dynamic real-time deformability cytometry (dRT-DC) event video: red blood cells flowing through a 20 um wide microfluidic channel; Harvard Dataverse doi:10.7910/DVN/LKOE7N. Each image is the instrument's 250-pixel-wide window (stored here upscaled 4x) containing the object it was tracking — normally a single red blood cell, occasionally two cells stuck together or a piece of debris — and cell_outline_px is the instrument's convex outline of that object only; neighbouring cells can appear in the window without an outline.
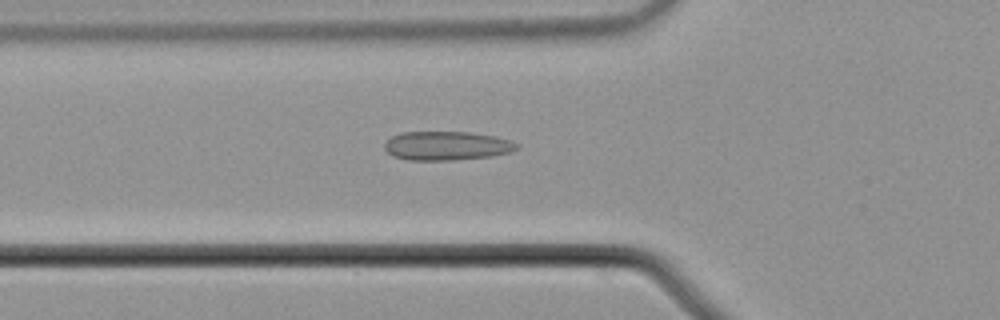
{"species": "common noctule bat (a hibernating species)", "species_latin": "Nyctalus noctula", "temperature_condition": "cold", "stored_images_in_passage": 40, "camera_frame_rate_fps": 3000, "um_per_image_px": 0.085, "animal": {"sex": "male", "body_mass_g": 21.5, "forearm_length_mm": 52.0}, "frame": {"image": 1, "passage_image": 5, "time_ms": 1.333, "image_size_px": [1000, 320], "cell_outline_px": [[520, 148], [508, 152], [492, 156], [452, 160], [408, 160], [392, 156], [384, 148], [384, 144], [392, 136], [400, 132], [468, 132], [496, 136], [520, 144]], "centroid_in_image_um": [37.97, 12.39], "position_along_channel_um": 87.8, "area_um2": 22.31}}
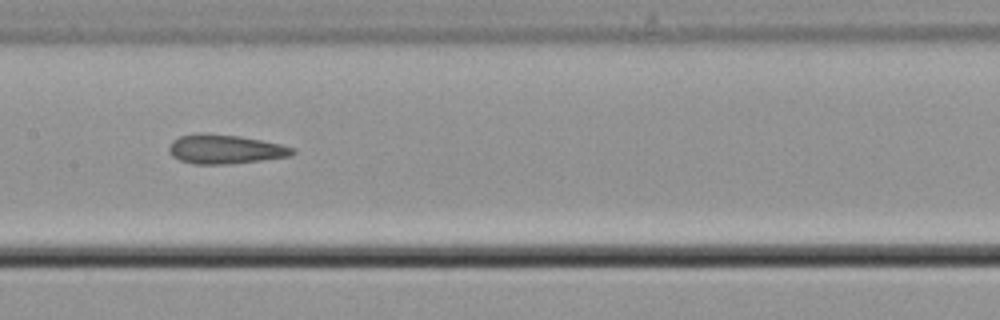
{"frame": {"image": 2, "passage_image": 13, "time_ms": 4.0, "image_size_px": [1000, 320], "cell_outline_px": [[296, 152], [292, 156], [228, 164], [192, 164], [180, 160], [172, 156], [168, 148], [172, 140], [180, 136], [204, 132], [240, 136], [280, 144], [292, 148]], "centroid_in_image_um": [19.1, 12.68], "position_along_channel_um": 188.3, "area_um2": 20.98}}
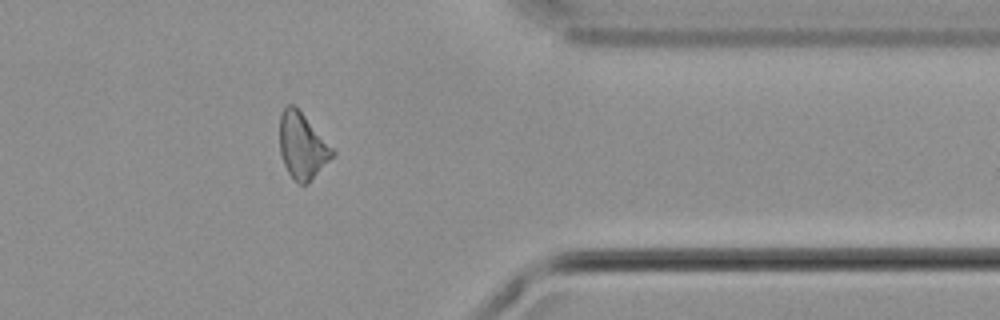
{"frame": {"image": 3, "passage_image": 30, "time_ms": 9.667, "image_size_px": [1000, 320], "cell_outline_px": [[336, 152], [308, 184], [300, 184], [288, 172], [284, 164], [280, 152], [280, 116], [284, 108], [288, 104], [292, 104], [304, 116]], "centroid_in_image_um": [25.68, 12.42], "position_along_channel_um": 385.7, "area_um2": 19.65}, "authors_computed_cell_mechanics": {"area_um2": 20.3167, "velocity_mm_per_s": 3.7508, "shape_relaxation_time_tau1_ms": null, "shape_relaxation_time_tau2_ms": 5.3717, "deformation_change_tau1": null, "deformation_change_tau2": 0.1597}}